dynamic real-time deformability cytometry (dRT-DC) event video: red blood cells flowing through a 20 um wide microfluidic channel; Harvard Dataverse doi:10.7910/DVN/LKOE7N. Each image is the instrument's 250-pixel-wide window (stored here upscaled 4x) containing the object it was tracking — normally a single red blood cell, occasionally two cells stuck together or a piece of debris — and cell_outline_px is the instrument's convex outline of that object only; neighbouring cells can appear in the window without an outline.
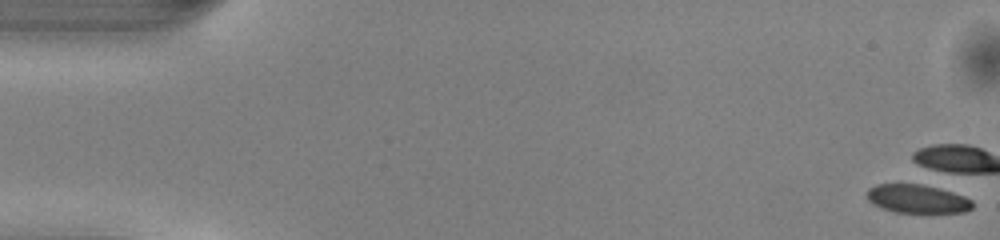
{"species": "common noctule bat (a hibernating species)", "species_latin": "Nyctalus noctula", "temperature_condition": "warm", "stored_images_in_passage": 20, "camera_frame_rate_fps": 3000, "um_per_image_px": 0.085, "animal": {"sex": "male", "body_mass_g": 13.0, "forearm_length_mm": 53.1}, "frame": {"image": 1, "passage_image": 1, "time_ms": 0.0, "image_size_px": [1000, 240], "cell_outline_px": [[972, 208], [964, 212], [896, 212], [884, 208], [868, 200], [868, 188], [876, 184], [928, 184], [964, 196], [972, 200]], "centroid_in_image_um": [78.0, 16.88], "position_along_channel_um": 7.0, "area_um2": 17.34}}